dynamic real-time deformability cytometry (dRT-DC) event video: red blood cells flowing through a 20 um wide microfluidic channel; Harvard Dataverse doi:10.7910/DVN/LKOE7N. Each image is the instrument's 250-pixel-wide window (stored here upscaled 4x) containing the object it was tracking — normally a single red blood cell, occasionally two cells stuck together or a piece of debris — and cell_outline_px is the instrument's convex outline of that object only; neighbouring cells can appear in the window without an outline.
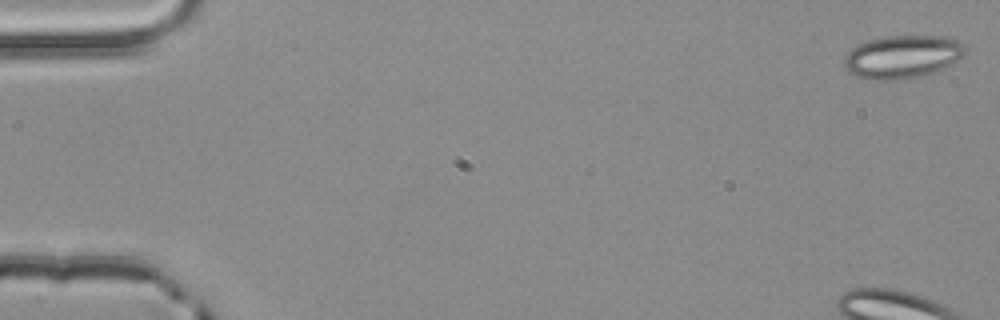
{"species": "common noctule bat (a hibernating species)", "species_latin": "Nyctalus noctula", "temperature_condition": "room temperature", "stored_images_in_passage": 4, "camera_frame_rate_fps": 3000, "um_per_image_px": 0.085, "animal": {"sex": "male", "body_mass_g": 20.4}, "frame": {"image": 1, "passage_image": 1, "time_ms": 0.0, "image_size_px": [1000, 320], "cell_outline_px": [[964, 56], [944, 68], [936, 72], [896, 80], [872, 80], [856, 76], [848, 72], [844, 68], [844, 56], [852, 48], [868, 40], [884, 36], [948, 36], [960, 40], [964, 44]], "centroid_in_image_um": [76.7, 4.82], "position_along_channel_um": 8.3, "area_um2": 30.52}}